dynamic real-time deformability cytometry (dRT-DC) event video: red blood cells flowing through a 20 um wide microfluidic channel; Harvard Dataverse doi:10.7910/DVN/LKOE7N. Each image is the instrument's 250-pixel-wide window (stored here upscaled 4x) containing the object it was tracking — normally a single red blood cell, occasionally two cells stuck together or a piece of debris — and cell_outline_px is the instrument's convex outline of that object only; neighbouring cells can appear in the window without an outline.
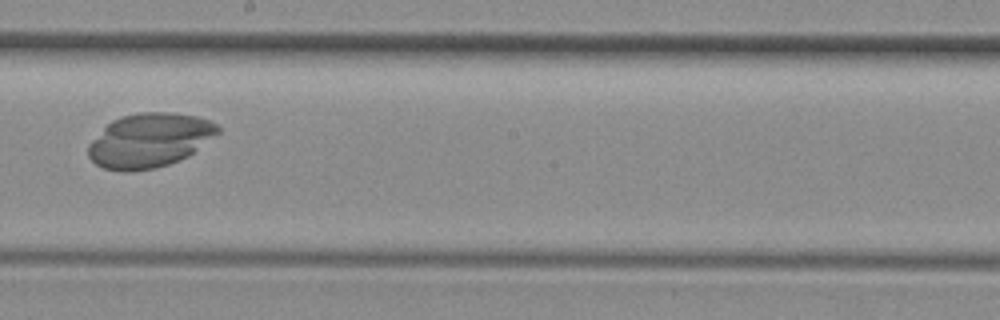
{"species": "common noctule bat (a hibernating species)", "species_latin": "Nyctalus noctula", "temperature_condition": "room temperature", "stored_images_in_passage": 37, "camera_frame_rate_fps": 3000, "um_per_image_px": 0.085, "animal": {"sex": "female", "body_mass_g": 29.2, "forearm_length_mm": 56.3}, "frame": {"image": 1, "passage_image": 19, "time_ms": 6.0, "image_size_px": [1000, 320], "cell_outline_px": [[220, 132], [188, 156], [180, 160], [156, 168], [132, 172], [124, 172], [104, 168], [96, 164], [88, 156], [88, 144], [112, 120], [120, 116], [140, 112], [172, 112], [196, 116], [212, 120], [220, 128]], "centroid_in_image_um": [12.71, 11.93], "position_along_channel_um": 235.5, "area_um2": 41.04}}
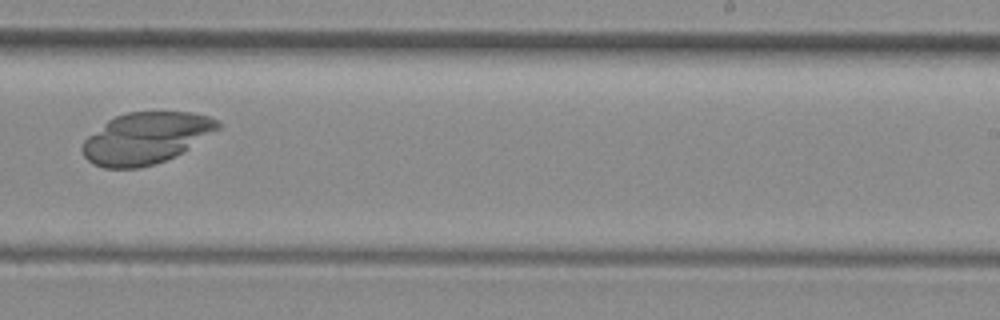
{"frame": {"image": 2, "passage_image": 22, "time_ms": 7.0, "image_size_px": [1000, 320], "cell_outline_px": [[220, 128], [184, 152], [176, 156], [156, 164], [140, 168], [104, 168], [92, 164], [84, 156], [80, 148], [84, 140], [88, 136], [108, 120], [116, 116], [128, 112], [192, 112], [212, 116], [220, 124]], "centroid_in_image_um": [12.4, 11.75], "position_along_channel_um": 276.6, "area_um2": 40.81}}
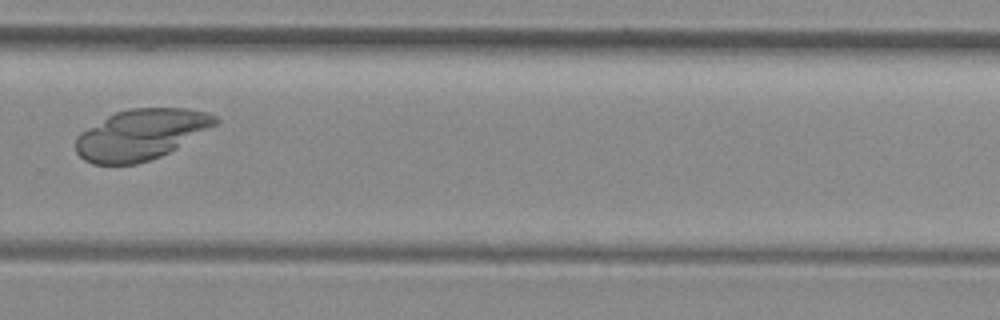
{"frame": {"image": 3, "passage_image": 25, "time_ms": 8.0, "image_size_px": [1000, 320], "cell_outline_px": [[220, 120], [216, 124], [176, 148], [160, 156], [136, 164], [92, 164], [84, 160], [76, 152], [76, 136], [80, 132], [108, 116], [116, 112], [132, 108], [184, 108], [204, 112], [216, 116]], "centroid_in_image_um": [11.95, 11.43], "position_along_channel_um": 317.9, "area_um2": 40.63}}